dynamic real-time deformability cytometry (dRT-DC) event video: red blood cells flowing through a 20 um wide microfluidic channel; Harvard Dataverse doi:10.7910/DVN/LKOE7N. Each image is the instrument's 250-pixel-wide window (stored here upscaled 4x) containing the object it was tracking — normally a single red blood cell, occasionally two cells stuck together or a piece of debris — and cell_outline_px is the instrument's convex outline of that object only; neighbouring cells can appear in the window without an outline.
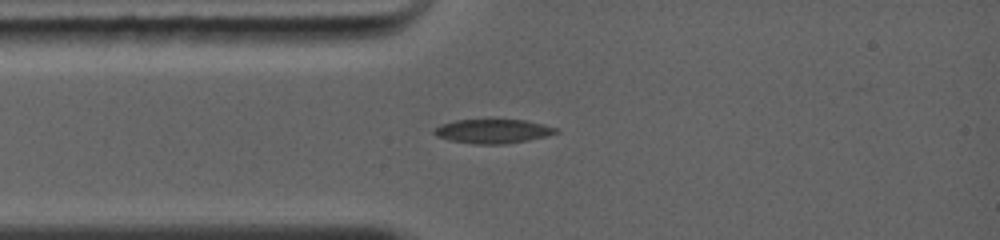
{"species": "common noctule bat (a hibernating species)", "species_latin": "Nyctalus noctula", "temperature_condition": "warm", "stored_images_in_passage": 3, "camera_frame_rate_fps": 5000, "um_per_image_px": 0.085, "animal": {"sex": "female", "body_mass_g": 19.0, "forearm_length_mm": 56.7}, "frame": {"image": 1, "passage_image": 1, "time_ms": 0.0, "image_size_px": [1000, 240], "cell_outline_px": [[560, 132], [548, 136], [528, 140], [504, 144], [472, 144], [452, 140], [436, 136], [432, 132], [440, 124], [456, 120], [496, 116], [524, 120], [544, 124], [560, 128]], "centroid_in_image_um": [41.94, 11.1], "position_along_channel_um": 43.1, "area_um2": 18.15}}
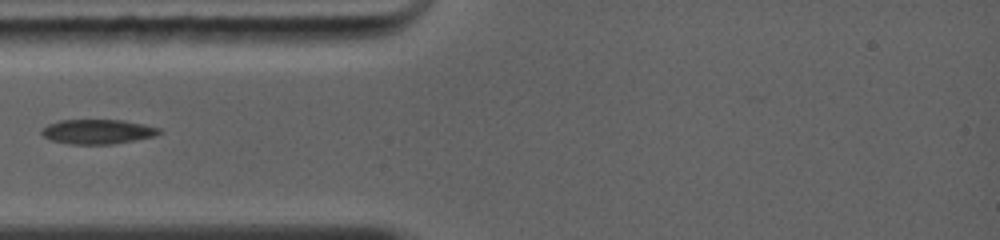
{"frame": {"image": 2, "passage_image": 2, "time_ms": 0.8, "image_size_px": [1000, 240], "cell_outline_px": [[160, 132], [156, 136], [112, 144], [72, 144], [52, 140], [44, 136], [40, 132], [48, 124], [60, 120], [124, 120], [144, 124], [160, 128]], "centroid_in_image_um": [8.32, 11.18], "position_along_channel_um": 76.7, "area_um2": 16.7}}
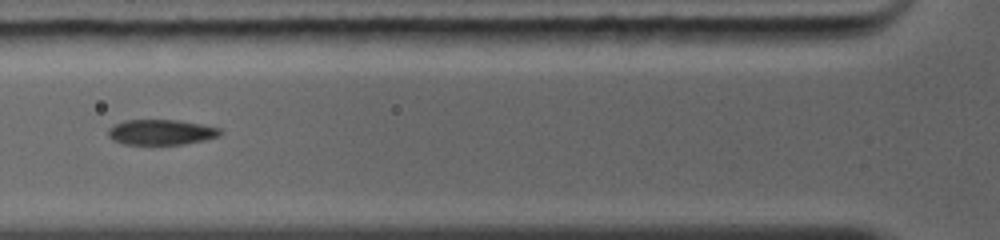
{"frame": {"image": 3, "passage_image": 3, "time_ms": 1.6, "image_size_px": [1000, 240], "cell_outline_px": [[224, 132], [220, 136], [204, 140], [184, 144], [124, 144], [112, 140], [108, 136], [108, 128], [124, 120], [180, 120], [220, 128]], "centroid_in_image_um": [13.71, 11.23], "position_along_channel_um": 112.1, "area_um2": 16.59}}